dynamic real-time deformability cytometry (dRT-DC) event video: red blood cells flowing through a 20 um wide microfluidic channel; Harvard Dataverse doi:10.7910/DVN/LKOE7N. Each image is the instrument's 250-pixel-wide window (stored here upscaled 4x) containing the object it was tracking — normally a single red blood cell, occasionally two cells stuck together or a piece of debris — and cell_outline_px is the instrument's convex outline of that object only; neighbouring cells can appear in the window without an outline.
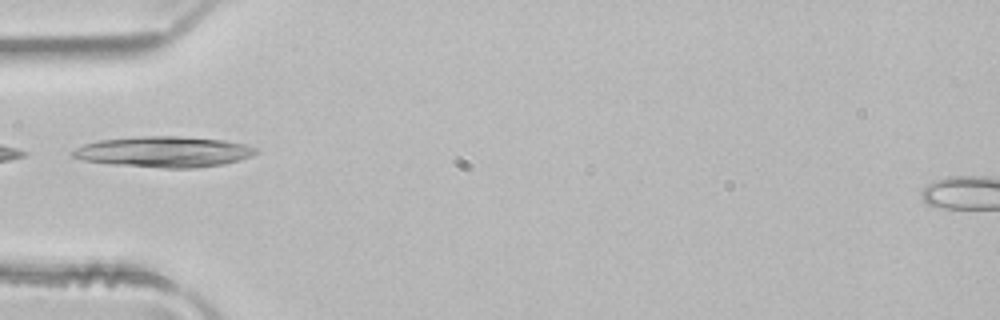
{"species": "common noctule bat (a hibernating species)", "species_latin": "Nyctalus noctula", "temperature_condition": "room temperature", "stored_images_in_passage": 1, "camera_frame_rate_fps": 3000, "um_per_image_px": 0.085, "animal": {"sex": "male", "body_mass_g": 21.5, "forearm_length_mm": 52.0}, "frame": {"image": 1, "passage_image": 1, "time_ms": 0.0, "image_size_px": [1000, 320], "cell_outline_px": [[256, 152], [252, 156], [240, 160], [224, 164], [196, 168], [164, 168], [112, 164], [84, 160], [72, 156], [72, 152], [76, 148], [84, 144], [100, 140], [140, 136], [180, 136], [224, 140], [244, 144], [256, 148]], "centroid_in_image_um": [13.96, 12.9], "position_along_channel_um": 71.0, "area_um2": 32.71}}